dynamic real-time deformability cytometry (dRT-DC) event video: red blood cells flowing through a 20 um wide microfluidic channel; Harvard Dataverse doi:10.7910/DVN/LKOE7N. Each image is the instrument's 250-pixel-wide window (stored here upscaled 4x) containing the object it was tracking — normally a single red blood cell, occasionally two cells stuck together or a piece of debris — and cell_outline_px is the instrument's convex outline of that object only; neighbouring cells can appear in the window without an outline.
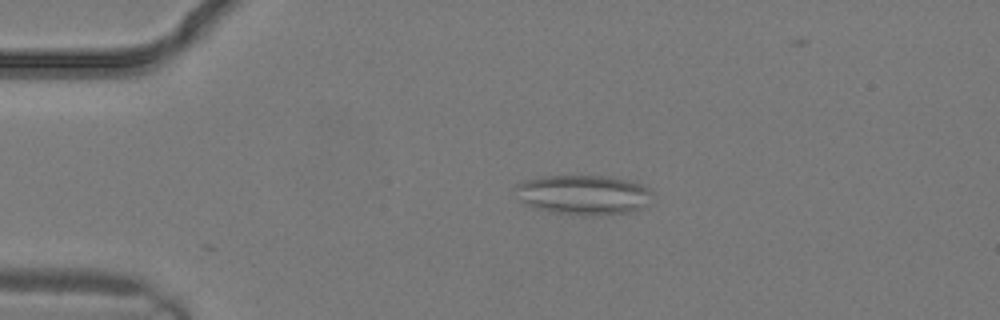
{"species": "common noctule bat (a hibernating species)", "species_latin": "Nyctalus noctula", "temperature_condition": "warm", "stored_images_in_passage": 6, "camera_frame_rate_fps": 3000, "um_per_image_px": 0.085, "animal": {"sex": "male", "body_mass_g": 19.2, "forearm_length_mm": 51.8}, "frame": {"image": 1, "passage_image": 6, "time_ms": 1.667, "image_size_px": [1000, 320], "cell_outline_px": [[652, 192], [644, 208], [636, 212], [596, 216], [584, 216], [556, 212], [536, 208], [524, 204], [520, 200], [512, 188], [512, 184], [524, 180], [540, 176], [608, 176], [628, 180], [640, 184], [648, 188]], "centroid_in_image_um": [49.55, 16.56], "position_along_channel_um": 35.4, "area_um2": 32.25}}